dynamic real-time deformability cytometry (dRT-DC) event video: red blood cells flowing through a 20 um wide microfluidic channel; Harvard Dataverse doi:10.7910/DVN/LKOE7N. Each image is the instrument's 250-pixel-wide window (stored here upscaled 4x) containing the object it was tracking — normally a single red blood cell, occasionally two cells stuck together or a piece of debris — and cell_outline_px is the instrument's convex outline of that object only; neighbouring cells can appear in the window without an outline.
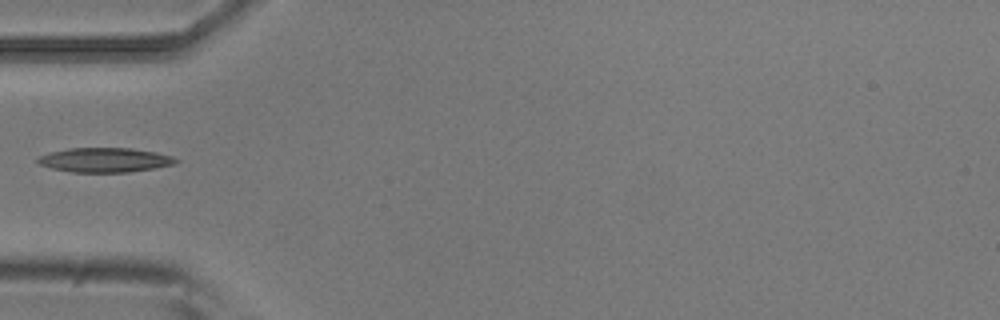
{"species": "common noctule bat (a hibernating species)", "species_latin": "Nyctalus noctula", "temperature_condition": "room temperature", "stored_images_in_passage": 2, "camera_frame_rate_fps": 3000, "um_per_image_px": 0.085, "animal": {"sex": "male", "body_mass_g": 20.5, "forearm_length_mm": 52.5}, "frame": {"image": 1, "passage_image": 1, "time_ms": 0.0, "image_size_px": [1000, 320], "cell_outline_px": [[180, 160], [176, 164], [156, 168], [128, 172], [72, 172], [52, 168], [40, 164], [36, 160], [40, 156], [52, 152], [68, 148], [132, 148], [156, 152], [172, 156]], "centroid_in_image_um": [8.97, 13.6], "position_along_channel_um": 76.0, "area_um2": 19.65}}
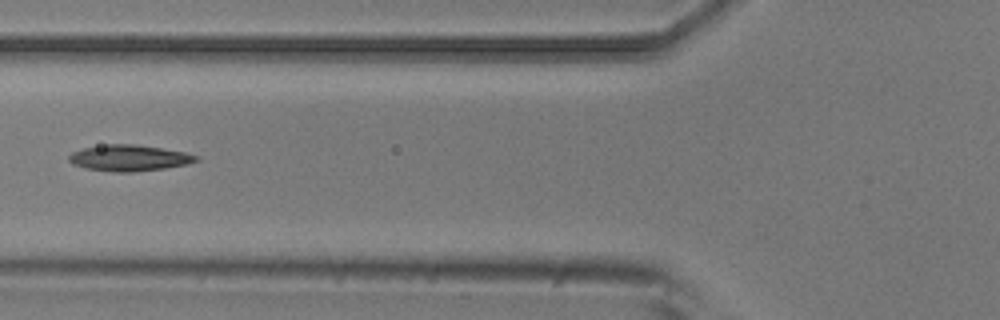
{"frame": {"image": 2, "passage_image": 2, "time_ms": 0.333, "image_size_px": [1000, 320], "cell_outline_px": [[200, 160], [184, 164], [164, 168], [132, 172], [112, 172], [84, 168], [72, 164], [68, 160], [68, 156], [72, 152], [84, 148], [108, 144], [136, 144], [184, 152], [200, 156]], "centroid_in_image_um": [10.95, 13.43], "position_along_channel_um": 114.9, "area_um2": 19.31}}